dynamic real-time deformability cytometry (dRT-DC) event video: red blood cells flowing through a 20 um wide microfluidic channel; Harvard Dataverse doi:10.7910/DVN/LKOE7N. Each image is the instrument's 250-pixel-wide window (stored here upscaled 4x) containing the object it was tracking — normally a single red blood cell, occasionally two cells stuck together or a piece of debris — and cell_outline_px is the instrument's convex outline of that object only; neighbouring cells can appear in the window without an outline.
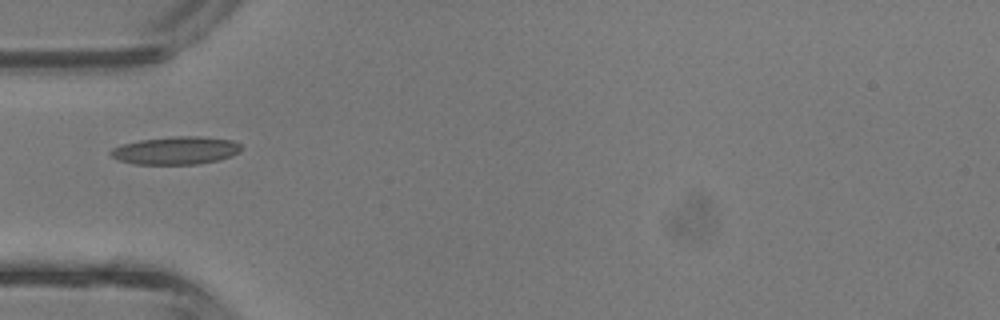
{"species": "common noctule bat (a hibernating species)", "species_latin": "Nyctalus noctula", "temperature_condition": "room temperature", "stored_images_in_passage": 30, "camera_frame_rate_fps": 3000, "um_per_image_px": 0.085, "animal": {"sex": "male", "body_mass_g": 13.3}, "frame": {"image": 1, "passage_image": 1, "time_ms": 0.0, "image_size_px": [1000, 320], "cell_outline_px": [[240, 152], [232, 156], [220, 160], [196, 164], [136, 164], [120, 160], [112, 156], [108, 152], [112, 148], [124, 144], [140, 140], [176, 136], [200, 136], [232, 140], [240, 144]], "centroid_in_image_um": [14.98, 12.79], "position_along_channel_um": 70.0, "area_um2": 21.1}}
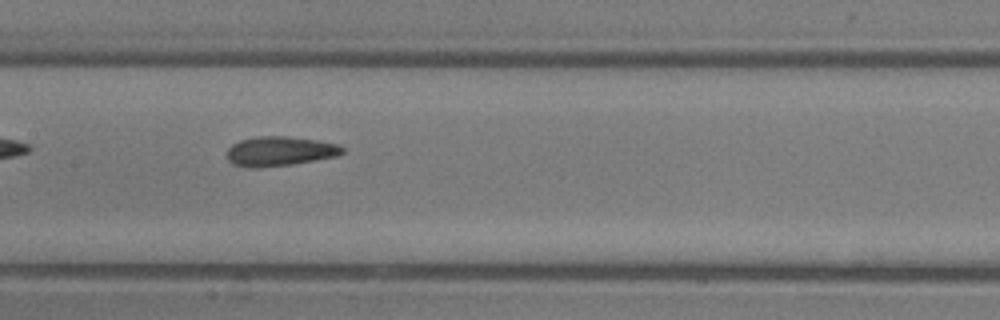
{"frame": {"image": 2, "passage_image": 8, "time_ms": 2.333, "image_size_px": [1000, 320], "cell_outline_px": [[344, 152], [336, 156], [292, 164], [256, 168], [248, 168], [232, 164], [228, 160], [228, 148], [232, 144], [240, 140], [260, 136], [288, 136], [316, 140], [340, 144], [344, 148]], "centroid_in_image_um": [23.78, 12.85], "position_along_channel_um": 183.6, "area_um2": 19.88}}
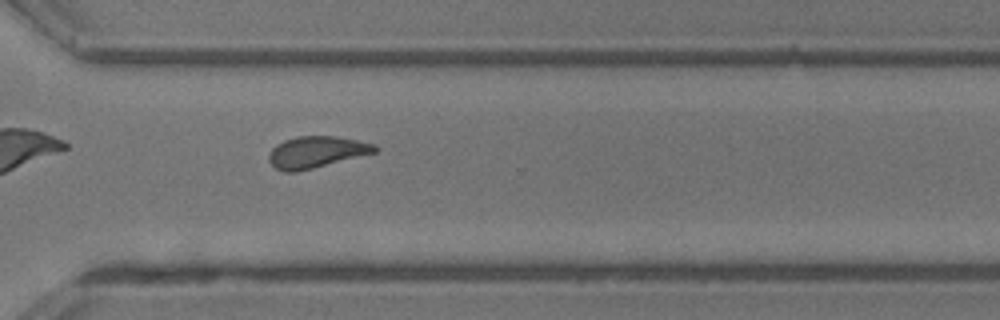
{"frame": {"image": 3, "passage_image": 18, "time_ms": 5.667, "image_size_px": [1000, 320], "cell_outline_px": [[380, 148], [376, 152], [296, 172], [284, 172], [276, 168], [268, 160], [268, 156], [272, 148], [276, 144], [284, 140], [296, 136], [336, 136], [376, 144]], "centroid_in_image_um": [26.88, 12.91], "position_along_channel_um": 343.7, "area_um2": 19.42}, "authors_computed_cell_mechanics": {"area_um2": 19.2474, "velocity_mm_per_s": 4.8266, "shape_relaxation_time_tau1_ms": 4.1601, "shape_relaxation_time_tau2_ms": 0.8916, "deformation_change_tau1": 0.1479, "deformation_change_tau2": 0.0888}}